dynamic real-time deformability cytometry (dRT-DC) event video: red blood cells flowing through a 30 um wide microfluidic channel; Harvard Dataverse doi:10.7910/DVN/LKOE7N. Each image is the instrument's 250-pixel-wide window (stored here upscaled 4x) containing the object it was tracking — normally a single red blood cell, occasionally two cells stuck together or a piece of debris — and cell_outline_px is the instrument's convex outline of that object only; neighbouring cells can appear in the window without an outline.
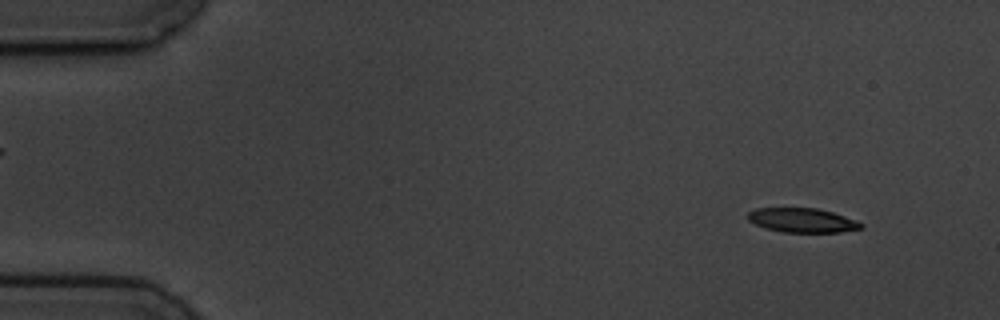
{"species": "common noctule bat (a hibernating species)", "species_latin": "Nyctalus noctula", "temperature_condition": "cold", "stored_images_in_passage": 9, "camera_frame_rate_fps": 3000, "um_per_image_px": 0.085, "animal": {"sex": "male", "body_mass_g": 19.5, "forearm_length_mm": 54.6}, "frame": {"image": 1, "passage_image": 2, "time_ms": 1.333, "image_size_px": [1000, 320], "cell_outline_px": [[864, 228], [840, 232], [784, 232], [764, 228], [748, 220], [744, 216], [748, 212], [756, 208], [816, 208], [832, 212], [856, 220], [864, 224]], "centroid_in_image_um": [68.17, 18.72], "position_along_channel_um": 16.8, "area_um2": 16.13}}
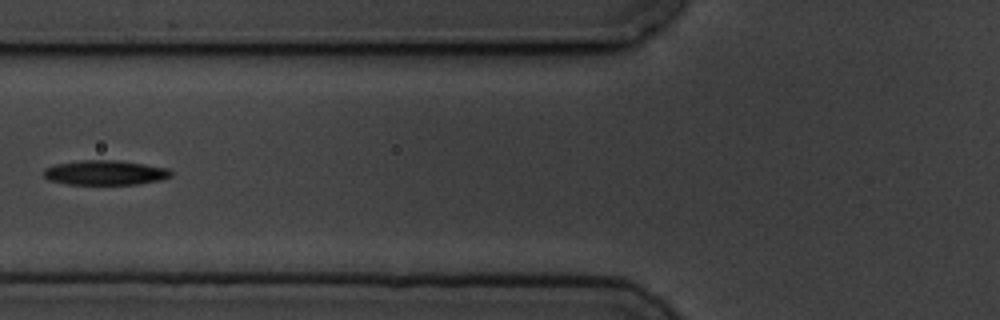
{"frame": {"image": 2, "passage_image": 7, "time_ms": 7.0, "image_size_px": [1000, 320], "cell_outline_px": [[172, 176], [160, 180], [136, 184], [68, 184], [48, 180], [44, 176], [44, 168], [56, 164], [80, 160], [116, 160], [144, 164], [168, 168], [172, 172]], "centroid_in_image_um": [8.93, 14.67], "position_along_channel_um": 116.9, "area_um2": 18.26}}
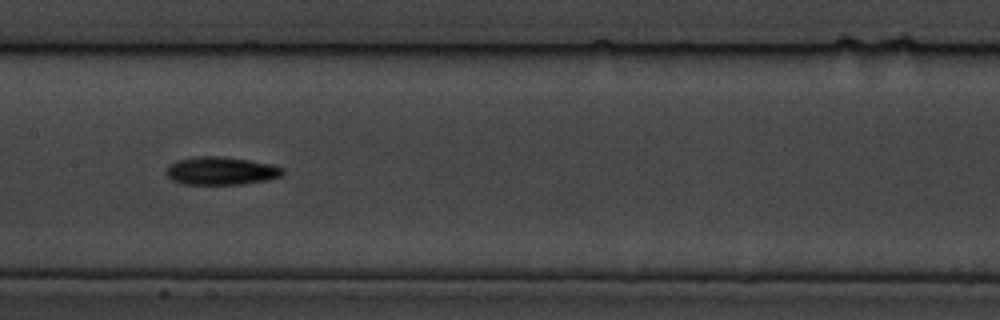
{"frame": {"image": 3, "passage_image": 9, "time_ms": 9.0, "image_size_px": [1000, 320], "cell_outline_px": [[284, 176], [268, 180], [244, 184], [180, 184], [172, 180], [164, 172], [168, 164], [176, 160], [196, 156], [224, 156], [248, 160], [268, 164], [284, 168]], "centroid_in_image_um": [18.76, 14.52], "position_along_channel_um": 188.6, "area_um2": 19.31}}